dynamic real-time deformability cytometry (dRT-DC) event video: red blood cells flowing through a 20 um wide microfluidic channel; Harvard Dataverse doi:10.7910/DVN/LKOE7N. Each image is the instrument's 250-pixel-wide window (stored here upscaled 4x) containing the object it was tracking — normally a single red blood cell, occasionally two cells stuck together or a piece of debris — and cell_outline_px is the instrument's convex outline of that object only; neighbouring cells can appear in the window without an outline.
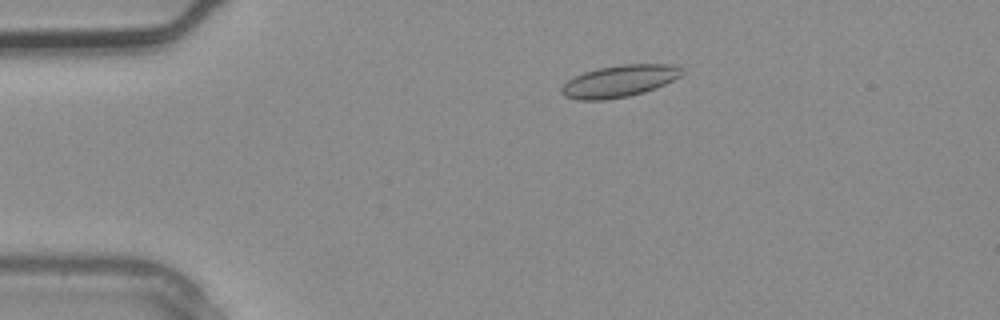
{"species": "common noctule bat (a hibernating species)", "species_latin": "Nyctalus noctula", "temperature_condition": "warm", "stored_images_in_passage": 3, "camera_frame_rate_fps": 3000, "um_per_image_px": 0.085, "animal": {"sex": "male", "body_mass_g": 20.4}, "frame": {"image": 1, "passage_image": 2, "time_ms": 0.333, "image_size_px": [1000, 320], "cell_outline_px": [[684, 72], [680, 76], [656, 88], [644, 92], [628, 96], [604, 100], [580, 100], [564, 96], [560, 92], [560, 88], [568, 80], [584, 72], [596, 68], [620, 64], [668, 64], [680, 68]], "centroid_in_image_um": [52.61, 6.89], "position_along_channel_um": 32.4, "area_um2": 22.31}}
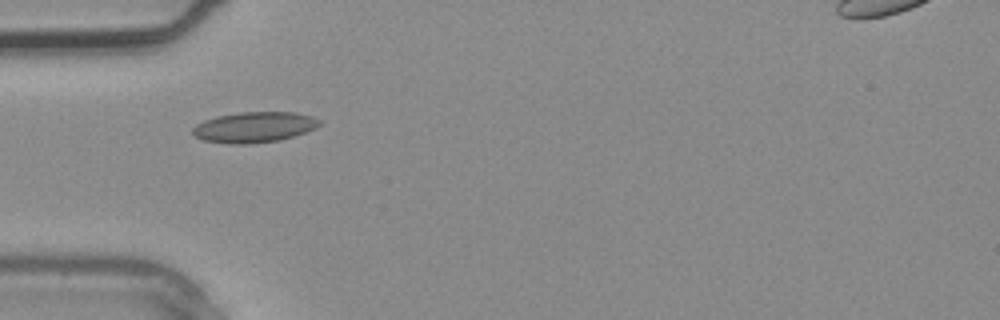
{"frame": {"image": 2, "passage_image": 3, "time_ms": 0.667, "image_size_px": [1000, 320], "cell_outline_px": [[320, 124], [316, 128], [280, 140], [248, 144], [228, 144], [204, 140], [196, 136], [192, 132], [192, 128], [196, 124], [204, 120], [216, 116], [240, 112], [296, 112], [312, 116], [320, 120]], "centroid_in_image_um": [21.59, 10.8], "position_along_channel_um": 63.4, "area_um2": 22.6}}